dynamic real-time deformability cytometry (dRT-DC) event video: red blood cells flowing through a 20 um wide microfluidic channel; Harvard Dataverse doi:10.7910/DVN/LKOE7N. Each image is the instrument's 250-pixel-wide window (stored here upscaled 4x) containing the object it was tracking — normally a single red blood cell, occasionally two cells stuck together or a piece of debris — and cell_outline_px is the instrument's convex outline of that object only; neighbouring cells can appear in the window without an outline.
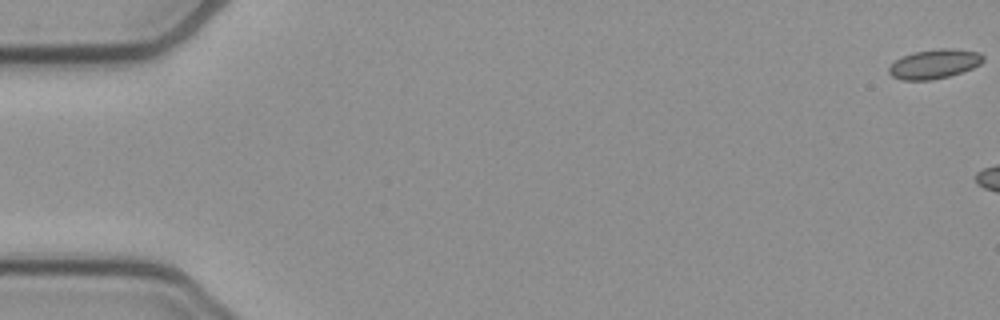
{"species": "common noctule bat (a hibernating species)", "species_latin": "Nyctalus noctula", "temperature_condition": "cold", "stored_images_in_passage": 11, "camera_frame_rate_fps": 3000, "um_per_image_px": 0.085, "animal": {"sex": "female", "body_mass_g": 21.9}, "frame": {"image": 1, "passage_image": 1, "time_ms": 0.0, "image_size_px": [1000, 320], "cell_outline_px": [[984, 60], [980, 64], [972, 68], [948, 76], [932, 80], [900, 80], [892, 76], [888, 72], [888, 68], [896, 60], [912, 52], [940, 48], [952, 48], [980, 52], [984, 56]], "centroid_in_image_um": [79.43, 5.43], "position_along_channel_um": 5.6, "area_um2": 16.13}}